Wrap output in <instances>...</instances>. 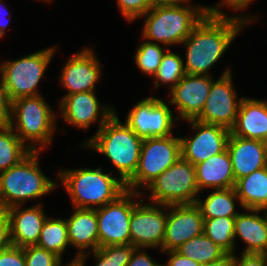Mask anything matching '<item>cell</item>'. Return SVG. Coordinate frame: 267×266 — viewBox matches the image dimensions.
Masks as SVG:
<instances>
[{"label":"cell","instance_id":"e0dca14e","mask_svg":"<svg viewBox=\"0 0 267 266\" xmlns=\"http://www.w3.org/2000/svg\"><path fill=\"white\" fill-rule=\"evenodd\" d=\"M167 209L162 251L176 250L203 233L204 218L196 204L167 205Z\"/></svg>","mask_w":267,"mask_h":266},{"label":"cell","instance_id":"5b68a950","mask_svg":"<svg viewBox=\"0 0 267 266\" xmlns=\"http://www.w3.org/2000/svg\"><path fill=\"white\" fill-rule=\"evenodd\" d=\"M39 154L40 151H32L20 163L0 173L1 209L24 205L26 200L45 196L60 186L42 172Z\"/></svg>","mask_w":267,"mask_h":266},{"label":"cell","instance_id":"d6a6232c","mask_svg":"<svg viewBox=\"0 0 267 266\" xmlns=\"http://www.w3.org/2000/svg\"><path fill=\"white\" fill-rule=\"evenodd\" d=\"M144 41L136 49L135 63L139 70L147 75L154 76L160 66L163 55L168 50L165 45ZM164 47V49H163Z\"/></svg>","mask_w":267,"mask_h":266},{"label":"cell","instance_id":"9a60e30c","mask_svg":"<svg viewBox=\"0 0 267 266\" xmlns=\"http://www.w3.org/2000/svg\"><path fill=\"white\" fill-rule=\"evenodd\" d=\"M100 104L96 92L88 91L63 96L59 101L58 110L65 123L67 122L79 129H88L94 122H99L97 130L99 131L109 118L116 113L113 106H105L104 104L102 106Z\"/></svg>","mask_w":267,"mask_h":266},{"label":"cell","instance_id":"f35d334b","mask_svg":"<svg viewBox=\"0 0 267 266\" xmlns=\"http://www.w3.org/2000/svg\"><path fill=\"white\" fill-rule=\"evenodd\" d=\"M11 106L12 102L8 97L7 90L0 75V125H7L10 123Z\"/></svg>","mask_w":267,"mask_h":266},{"label":"cell","instance_id":"f1b7e54d","mask_svg":"<svg viewBox=\"0 0 267 266\" xmlns=\"http://www.w3.org/2000/svg\"><path fill=\"white\" fill-rule=\"evenodd\" d=\"M176 251L201 265L220 260L227 254L204 233L186 241Z\"/></svg>","mask_w":267,"mask_h":266},{"label":"cell","instance_id":"d6986e66","mask_svg":"<svg viewBox=\"0 0 267 266\" xmlns=\"http://www.w3.org/2000/svg\"><path fill=\"white\" fill-rule=\"evenodd\" d=\"M22 205L7 208L11 245L25 247L36 245L47 218L42 203L22 209Z\"/></svg>","mask_w":267,"mask_h":266},{"label":"cell","instance_id":"ffe728a7","mask_svg":"<svg viewBox=\"0 0 267 266\" xmlns=\"http://www.w3.org/2000/svg\"><path fill=\"white\" fill-rule=\"evenodd\" d=\"M227 150L236 181L267 166V142L230 134Z\"/></svg>","mask_w":267,"mask_h":266},{"label":"cell","instance_id":"484cf974","mask_svg":"<svg viewBox=\"0 0 267 266\" xmlns=\"http://www.w3.org/2000/svg\"><path fill=\"white\" fill-rule=\"evenodd\" d=\"M236 203L240 204L235 188L215 189L206 196L205 200L198 196L196 201L204 219L236 217L239 214L236 211Z\"/></svg>","mask_w":267,"mask_h":266},{"label":"cell","instance_id":"ee69618b","mask_svg":"<svg viewBox=\"0 0 267 266\" xmlns=\"http://www.w3.org/2000/svg\"><path fill=\"white\" fill-rule=\"evenodd\" d=\"M201 266H234L233 254H226L220 260L202 264Z\"/></svg>","mask_w":267,"mask_h":266},{"label":"cell","instance_id":"6da1fadb","mask_svg":"<svg viewBox=\"0 0 267 266\" xmlns=\"http://www.w3.org/2000/svg\"><path fill=\"white\" fill-rule=\"evenodd\" d=\"M247 24L233 16L205 14L182 43L186 47V74L210 75V68L219 61Z\"/></svg>","mask_w":267,"mask_h":266},{"label":"cell","instance_id":"7c38bea8","mask_svg":"<svg viewBox=\"0 0 267 266\" xmlns=\"http://www.w3.org/2000/svg\"><path fill=\"white\" fill-rule=\"evenodd\" d=\"M231 69H226L218 80L212 81L209 95L201 114L196 120L231 130L236 122L242 101L234 89Z\"/></svg>","mask_w":267,"mask_h":266},{"label":"cell","instance_id":"f6af8a7d","mask_svg":"<svg viewBox=\"0 0 267 266\" xmlns=\"http://www.w3.org/2000/svg\"><path fill=\"white\" fill-rule=\"evenodd\" d=\"M188 0H151L153 6L156 5H178Z\"/></svg>","mask_w":267,"mask_h":266},{"label":"cell","instance_id":"4316f807","mask_svg":"<svg viewBox=\"0 0 267 266\" xmlns=\"http://www.w3.org/2000/svg\"><path fill=\"white\" fill-rule=\"evenodd\" d=\"M31 152L9 124L0 125V173L20 163Z\"/></svg>","mask_w":267,"mask_h":266},{"label":"cell","instance_id":"5bb4252c","mask_svg":"<svg viewBox=\"0 0 267 266\" xmlns=\"http://www.w3.org/2000/svg\"><path fill=\"white\" fill-rule=\"evenodd\" d=\"M192 126V137H179L181 158L191 162L194 166L206 161L227 149L231 130L196 119L188 120Z\"/></svg>","mask_w":267,"mask_h":266},{"label":"cell","instance_id":"7a4b0ae2","mask_svg":"<svg viewBox=\"0 0 267 266\" xmlns=\"http://www.w3.org/2000/svg\"><path fill=\"white\" fill-rule=\"evenodd\" d=\"M116 114L83 143V147L106 156L126 183L137 170L143 139L126 123L122 124Z\"/></svg>","mask_w":267,"mask_h":266},{"label":"cell","instance_id":"8fae6325","mask_svg":"<svg viewBox=\"0 0 267 266\" xmlns=\"http://www.w3.org/2000/svg\"><path fill=\"white\" fill-rule=\"evenodd\" d=\"M174 117L167 103L159 98L145 97L128 112L125 123L141 138L171 136Z\"/></svg>","mask_w":267,"mask_h":266},{"label":"cell","instance_id":"74e56055","mask_svg":"<svg viewBox=\"0 0 267 266\" xmlns=\"http://www.w3.org/2000/svg\"><path fill=\"white\" fill-rule=\"evenodd\" d=\"M240 257L233 254L234 266H267V254L242 253Z\"/></svg>","mask_w":267,"mask_h":266},{"label":"cell","instance_id":"2e32d148","mask_svg":"<svg viewBox=\"0 0 267 266\" xmlns=\"http://www.w3.org/2000/svg\"><path fill=\"white\" fill-rule=\"evenodd\" d=\"M95 54L92 48L86 47L67 59L59 76V82L67 90L64 96L95 91L101 76V62Z\"/></svg>","mask_w":267,"mask_h":266},{"label":"cell","instance_id":"1f68e13d","mask_svg":"<svg viewBox=\"0 0 267 266\" xmlns=\"http://www.w3.org/2000/svg\"><path fill=\"white\" fill-rule=\"evenodd\" d=\"M135 247L127 245H109L86 252L82 257L86 260L90 254L96 259L95 266H127Z\"/></svg>","mask_w":267,"mask_h":266},{"label":"cell","instance_id":"e575fe53","mask_svg":"<svg viewBox=\"0 0 267 266\" xmlns=\"http://www.w3.org/2000/svg\"><path fill=\"white\" fill-rule=\"evenodd\" d=\"M117 4L128 22L142 18L153 7L151 0H117Z\"/></svg>","mask_w":267,"mask_h":266},{"label":"cell","instance_id":"30bf717a","mask_svg":"<svg viewBox=\"0 0 267 266\" xmlns=\"http://www.w3.org/2000/svg\"><path fill=\"white\" fill-rule=\"evenodd\" d=\"M142 193L126 190L115 201L96 208L99 247L131 244L130 217ZM137 198V201H134Z\"/></svg>","mask_w":267,"mask_h":266},{"label":"cell","instance_id":"8992f818","mask_svg":"<svg viewBox=\"0 0 267 266\" xmlns=\"http://www.w3.org/2000/svg\"><path fill=\"white\" fill-rule=\"evenodd\" d=\"M52 110L41 94L12 101L9 125L31 151L42 152L51 144L57 120Z\"/></svg>","mask_w":267,"mask_h":266},{"label":"cell","instance_id":"ac0fdd59","mask_svg":"<svg viewBox=\"0 0 267 266\" xmlns=\"http://www.w3.org/2000/svg\"><path fill=\"white\" fill-rule=\"evenodd\" d=\"M214 79L211 75L185 74L170 91L169 104L176 105L177 121L196 119L202 112Z\"/></svg>","mask_w":267,"mask_h":266},{"label":"cell","instance_id":"836d02e7","mask_svg":"<svg viewBox=\"0 0 267 266\" xmlns=\"http://www.w3.org/2000/svg\"><path fill=\"white\" fill-rule=\"evenodd\" d=\"M22 248L26 266H60L61 261H63L55 253L37 245H29Z\"/></svg>","mask_w":267,"mask_h":266},{"label":"cell","instance_id":"ba28073f","mask_svg":"<svg viewBox=\"0 0 267 266\" xmlns=\"http://www.w3.org/2000/svg\"><path fill=\"white\" fill-rule=\"evenodd\" d=\"M149 199L159 205L196 204L200 194L195 166L181 157L147 187Z\"/></svg>","mask_w":267,"mask_h":266},{"label":"cell","instance_id":"7bdbcfd3","mask_svg":"<svg viewBox=\"0 0 267 266\" xmlns=\"http://www.w3.org/2000/svg\"><path fill=\"white\" fill-rule=\"evenodd\" d=\"M3 3L4 2H2V0H0V38H2L5 35L6 28L9 24L10 19H11V15H10L11 13L6 9V6ZM4 10H5V12H4ZM1 11L4 13H2ZM5 15H7V16H5Z\"/></svg>","mask_w":267,"mask_h":266},{"label":"cell","instance_id":"9c48e42d","mask_svg":"<svg viewBox=\"0 0 267 266\" xmlns=\"http://www.w3.org/2000/svg\"><path fill=\"white\" fill-rule=\"evenodd\" d=\"M181 157L180 139L173 135L143 139L135 174L125 183L126 190L142 193L163 171Z\"/></svg>","mask_w":267,"mask_h":266},{"label":"cell","instance_id":"7dc6e473","mask_svg":"<svg viewBox=\"0 0 267 266\" xmlns=\"http://www.w3.org/2000/svg\"><path fill=\"white\" fill-rule=\"evenodd\" d=\"M39 1H43V2H44V1H46V2H51V0H39Z\"/></svg>","mask_w":267,"mask_h":266},{"label":"cell","instance_id":"60d3db41","mask_svg":"<svg viewBox=\"0 0 267 266\" xmlns=\"http://www.w3.org/2000/svg\"><path fill=\"white\" fill-rule=\"evenodd\" d=\"M143 251V252H140ZM146 249L142 248H135L131 257L130 261L127 266H163V264L154 262L152 258L145 252Z\"/></svg>","mask_w":267,"mask_h":266},{"label":"cell","instance_id":"bcb514c9","mask_svg":"<svg viewBox=\"0 0 267 266\" xmlns=\"http://www.w3.org/2000/svg\"><path fill=\"white\" fill-rule=\"evenodd\" d=\"M85 261L86 260L83 257L75 255L74 259L72 258V260H70V262L65 265L61 261L60 266H85Z\"/></svg>","mask_w":267,"mask_h":266},{"label":"cell","instance_id":"44dd1931","mask_svg":"<svg viewBox=\"0 0 267 266\" xmlns=\"http://www.w3.org/2000/svg\"><path fill=\"white\" fill-rule=\"evenodd\" d=\"M231 134L267 142V101L244 96Z\"/></svg>","mask_w":267,"mask_h":266},{"label":"cell","instance_id":"7402d4cb","mask_svg":"<svg viewBox=\"0 0 267 266\" xmlns=\"http://www.w3.org/2000/svg\"><path fill=\"white\" fill-rule=\"evenodd\" d=\"M245 210L248 213L235 217L234 238L239 237L246 244L243 253L267 254V210Z\"/></svg>","mask_w":267,"mask_h":266},{"label":"cell","instance_id":"f546056e","mask_svg":"<svg viewBox=\"0 0 267 266\" xmlns=\"http://www.w3.org/2000/svg\"><path fill=\"white\" fill-rule=\"evenodd\" d=\"M234 225L235 217L204 219L203 233L227 254H234L236 248Z\"/></svg>","mask_w":267,"mask_h":266},{"label":"cell","instance_id":"b9f144b4","mask_svg":"<svg viewBox=\"0 0 267 266\" xmlns=\"http://www.w3.org/2000/svg\"><path fill=\"white\" fill-rule=\"evenodd\" d=\"M169 254V259L163 266H201L200 263L181 255L176 250L162 251Z\"/></svg>","mask_w":267,"mask_h":266},{"label":"cell","instance_id":"277c9868","mask_svg":"<svg viewBox=\"0 0 267 266\" xmlns=\"http://www.w3.org/2000/svg\"><path fill=\"white\" fill-rule=\"evenodd\" d=\"M186 1L178 5H156L144 16L142 37L154 43L182 45L193 27L206 14V6L189 4Z\"/></svg>","mask_w":267,"mask_h":266},{"label":"cell","instance_id":"83f0119b","mask_svg":"<svg viewBox=\"0 0 267 266\" xmlns=\"http://www.w3.org/2000/svg\"><path fill=\"white\" fill-rule=\"evenodd\" d=\"M36 245L55 253L62 259V254L70 245L66 219L47 217Z\"/></svg>","mask_w":267,"mask_h":266},{"label":"cell","instance_id":"cb8c5ba5","mask_svg":"<svg viewBox=\"0 0 267 266\" xmlns=\"http://www.w3.org/2000/svg\"><path fill=\"white\" fill-rule=\"evenodd\" d=\"M195 169L196 183L200 193L206 188L215 190L235 187L236 180L227 149L195 165Z\"/></svg>","mask_w":267,"mask_h":266},{"label":"cell","instance_id":"ab89813d","mask_svg":"<svg viewBox=\"0 0 267 266\" xmlns=\"http://www.w3.org/2000/svg\"><path fill=\"white\" fill-rule=\"evenodd\" d=\"M11 245L9 217L6 210L0 208V251Z\"/></svg>","mask_w":267,"mask_h":266},{"label":"cell","instance_id":"8d00e7d4","mask_svg":"<svg viewBox=\"0 0 267 266\" xmlns=\"http://www.w3.org/2000/svg\"><path fill=\"white\" fill-rule=\"evenodd\" d=\"M0 266H26L23 248L10 245L0 251Z\"/></svg>","mask_w":267,"mask_h":266},{"label":"cell","instance_id":"4fadbf2b","mask_svg":"<svg viewBox=\"0 0 267 266\" xmlns=\"http://www.w3.org/2000/svg\"><path fill=\"white\" fill-rule=\"evenodd\" d=\"M143 199L133 207L130 217L131 244L135 248H159L162 244L167 223V205L144 203ZM161 208H160V207ZM166 213H165V212Z\"/></svg>","mask_w":267,"mask_h":266},{"label":"cell","instance_id":"d590c367","mask_svg":"<svg viewBox=\"0 0 267 266\" xmlns=\"http://www.w3.org/2000/svg\"><path fill=\"white\" fill-rule=\"evenodd\" d=\"M253 2V0H222L219 3H217L216 5L212 6V7H208L206 6V14L212 15V16H233V17H237L243 21H245L246 23H252L254 20L256 21L257 18L253 19V16H236V15H228L226 13H223V9L219 10L221 7L225 8L226 7H230L231 9H233L234 11L238 12L241 10H245L246 8H248V6H250V4ZM225 5V6H224ZM238 10V11H237Z\"/></svg>","mask_w":267,"mask_h":266},{"label":"cell","instance_id":"52a82bcc","mask_svg":"<svg viewBox=\"0 0 267 266\" xmlns=\"http://www.w3.org/2000/svg\"><path fill=\"white\" fill-rule=\"evenodd\" d=\"M55 52L56 47L53 46L0 64V75L11 102L21 97L41 94L37 86Z\"/></svg>","mask_w":267,"mask_h":266},{"label":"cell","instance_id":"603a6c76","mask_svg":"<svg viewBox=\"0 0 267 266\" xmlns=\"http://www.w3.org/2000/svg\"><path fill=\"white\" fill-rule=\"evenodd\" d=\"M70 246L77 248L76 256L82 257L86 252L99 248V236L96 210L75 208L66 219ZM88 250V251H86Z\"/></svg>","mask_w":267,"mask_h":266},{"label":"cell","instance_id":"d4e9b609","mask_svg":"<svg viewBox=\"0 0 267 266\" xmlns=\"http://www.w3.org/2000/svg\"><path fill=\"white\" fill-rule=\"evenodd\" d=\"M240 208L267 210V166L236 181Z\"/></svg>","mask_w":267,"mask_h":266},{"label":"cell","instance_id":"4dcf8cb0","mask_svg":"<svg viewBox=\"0 0 267 266\" xmlns=\"http://www.w3.org/2000/svg\"><path fill=\"white\" fill-rule=\"evenodd\" d=\"M186 74L182 56L168 49L163 55L160 66L153 76L155 89L161 84H169L171 91Z\"/></svg>","mask_w":267,"mask_h":266},{"label":"cell","instance_id":"3957f363","mask_svg":"<svg viewBox=\"0 0 267 266\" xmlns=\"http://www.w3.org/2000/svg\"><path fill=\"white\" fill-rule=\"evenodd\" d=\"M60 179L75 208L96 209L115 201L126 191L125 183L102 168L60 169ZM94 206V207H93Z\"/></svg>","mask_w":267,"mask_h":266}]
</instances>
